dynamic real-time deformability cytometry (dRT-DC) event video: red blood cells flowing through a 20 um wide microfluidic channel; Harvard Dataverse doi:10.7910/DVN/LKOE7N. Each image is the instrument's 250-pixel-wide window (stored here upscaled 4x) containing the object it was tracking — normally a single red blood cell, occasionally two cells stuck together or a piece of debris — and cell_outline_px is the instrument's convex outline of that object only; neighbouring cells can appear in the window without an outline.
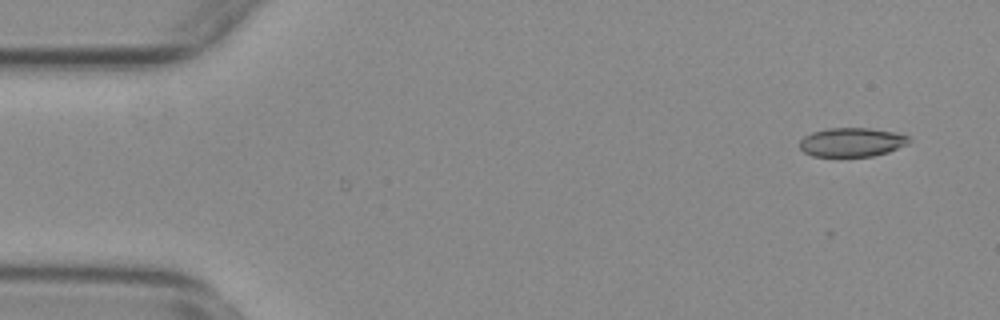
{"species": "common noctule bat (a hibernating species)", "species_latin": "Nyctalus noctula", "temperature_condition": "warm", "stored_images_in_passage": 3, "camera_frame_rate_fps": 3000, "um_per_image_px": 0.085, "animal": {"sex": "female", "body_mass_g": 29.2, "forearm_length_mm": 56.3}, "frame": {"image": 1, "passage_image": 2, "time_ms": 0.333, "image_size_px": [1000, 320], "cell_outline_px": [[912, 140], [908, 144], [888, 152], [872, 156], [812, 156], [804, 152], [800, 148], [800, 140], [804, 136], [812, 132], [828, 128], [868, 128], [892, 132], [908, 136]], "centroid_in_image_um": [72.4, 12.09], "position_along_channel_um": 12.6, "area_um2": 18.38}}